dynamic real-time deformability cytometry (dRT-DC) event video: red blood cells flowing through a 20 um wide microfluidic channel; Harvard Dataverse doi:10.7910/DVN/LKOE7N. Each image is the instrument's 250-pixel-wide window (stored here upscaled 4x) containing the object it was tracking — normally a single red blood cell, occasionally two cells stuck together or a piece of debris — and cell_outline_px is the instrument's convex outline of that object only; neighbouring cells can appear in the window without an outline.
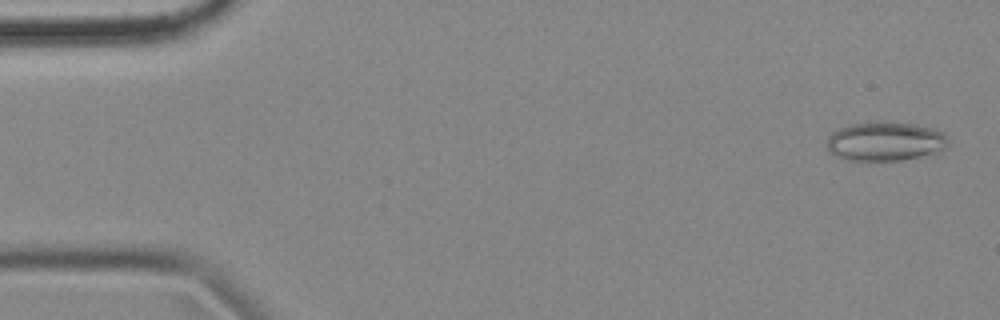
{"species": "common noctule bat (a hibernating species)", "species_latin": "Nyctalus noctula", "temperature_condition": "cold", "stored_images_in_passage": 3, "camera_frame_rate_fps": 3000, "um_per_image_px": 0.085, "animal": {"sex": "female", "body_mass_g": 18.4}, "frame": {"image": 1, "passage_image": 1, "time_ms": 0.0, "image_size_px": [1000, 320], "cell_outline_px": [[948, 148], [940, 152], [900, 160], [844, 160], [828, 152], [828, 136], [832, 132], [840, 128], [852, 124], [880, 120], [916, 124], [932, 128], [944, 132], [948, 140]], "centroid_in_image_um": [75.27, 12.0], "position_along_channel_um": 9.7, "area_um2": 28.03}}